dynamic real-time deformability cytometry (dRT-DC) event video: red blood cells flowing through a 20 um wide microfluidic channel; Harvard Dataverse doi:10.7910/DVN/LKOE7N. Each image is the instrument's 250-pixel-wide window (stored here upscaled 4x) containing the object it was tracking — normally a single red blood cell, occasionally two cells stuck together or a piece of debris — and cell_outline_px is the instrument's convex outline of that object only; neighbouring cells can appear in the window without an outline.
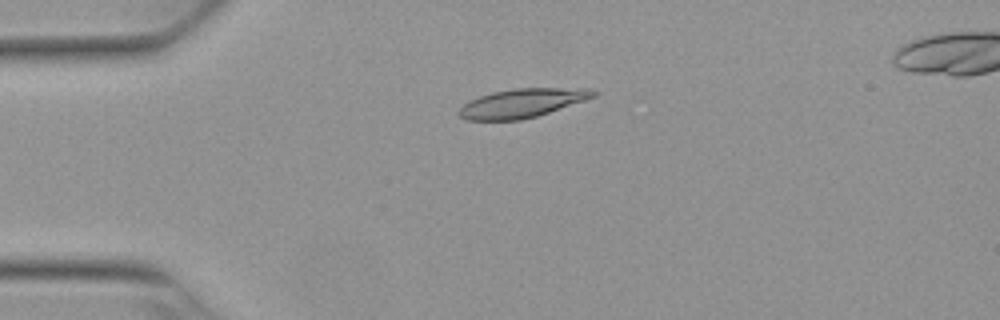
{"species": "Egyptian fruit bat (a non-hibernating species)", "species_latin": "Rousettus aegyptiacus", "temperature_condition": "warm", "stored_images_in_passage": 8, "camera_frame_rate_fps": 3000, "um_per_image_px": 0.085, "animal": {"sex": "female"}, "frame": {"image": 1, "passage_image": 1, "time_ms": 0.0, "image_size_px": [1000, 320], "cell_outline_px": [[600, 92], [596, 96], [536, 116], [520, 120], [468, 120], [460, 116], [456, 112], [468, 100], [492, 92], [516, 88], [592, 88]], "centroid_in_image_um": [44.38, 8.75], "position_along_channel_um": 40.6, "area_um2": 22.54}}
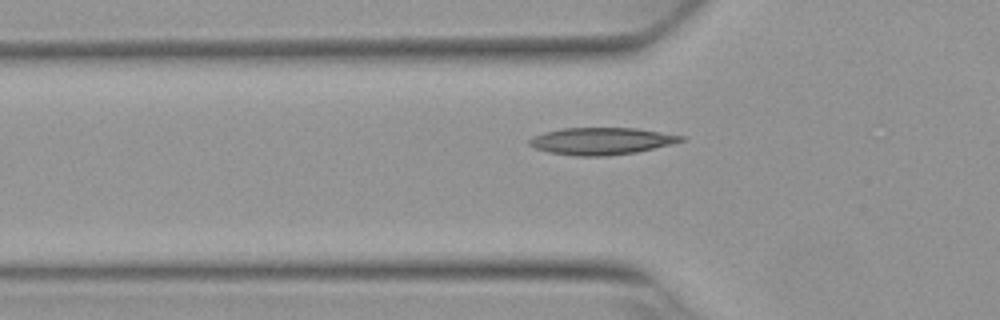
{"frame": {"image": 2, "passage_image": 6, "time_ms": 1.667, "image_size_px": [1000, 320], "cell_outline_px": [[688, 140], [672, 144], [636, 152], [608, 156], [576, 156], [548, 152], [536, 148], [528, 144], [528, 140], [532, 136], [544, 132], [564, 128], [636, 128], [684, 136]], "centroid_in_image_um": [51.12, 11.99], "position_along_channel_um": 74.7, "area_um2": 23.99}}